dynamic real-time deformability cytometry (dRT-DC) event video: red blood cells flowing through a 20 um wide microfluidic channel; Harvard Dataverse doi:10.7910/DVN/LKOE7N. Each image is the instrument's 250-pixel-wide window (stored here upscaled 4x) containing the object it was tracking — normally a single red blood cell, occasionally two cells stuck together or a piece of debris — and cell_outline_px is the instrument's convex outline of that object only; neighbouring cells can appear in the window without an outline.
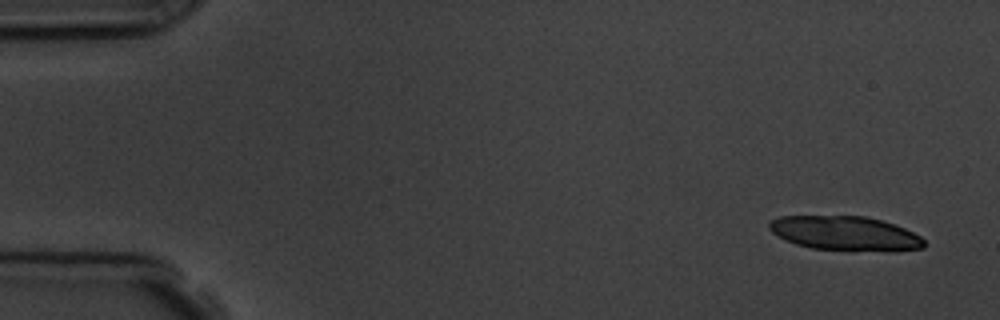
{"species": "common noctule bat (a hibernating species)", "species_latin": "Nyctalus noctula", "temperature_condition": "room temperature", "stored_images_in_passage": 5, "segment_of_instrument_passage": [1, 2], "camera_frame_rate_fps": 3000, "um_per_image_px": 0.085, "animal": {"sex": "male", "body_mass_g": 19.5, "forearm_length_mm": 54.6}, "frame": {"image": 1, "passage_image": 1, "time_ms": 0.0, "image_size_px": [1000, 320], "cell_outline_px": [[924, 248], [812, 248], [796, 244], [772, 232], [768, 228], [768, 224], [772, 220], [780, 216], [864, 216], [880, 220], [904, 228], [920, 236], [924, 240]], "centroid_in_image_um": [71.73, 19.77], "position_along_channel_um": 13.3, "area_um2": 29.19}}